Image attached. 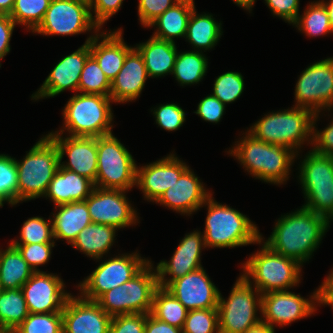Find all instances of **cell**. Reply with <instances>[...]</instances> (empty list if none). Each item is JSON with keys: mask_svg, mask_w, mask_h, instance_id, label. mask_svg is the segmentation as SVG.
<instances>
[{"mask_svg": "<svg viewBox=\"0 0 333 333\" xmlns=\"http://www.w3.org/2000/svg\"><path fill=\"white\" fill-rule=\"evenodd\" d=\"M330 223L326 217L301 206L294 212L281 215L270 237L265 241L260 234V239L272 251L303 266L322 243Z\"/></svg>", "mask_w": 333, "mask_h": 333, "instance_id": "obj_1", "label": "cell"}, {"mask_svg": "<svg viewBox=\"0 0 333 333\" xmlns=\"http://www.w3.org/2000/svg\"><path fill=\"white\" fill-rule=\"evenodd\" d=\"M227 151L251 177L262 182L282 185L289 180L296 153L288 147L256 139L247 130Z\"/></svg>", "mask_w": 333, "mask_h": 333, "instance_id": "obj_2", "label": "cell"}, {"mask_svg": "<svg viewBox=\"0 0 333 333\" xmlns=\"http://www.w3.org/2000/svg\"><path fill=\"white\" fill-rule=\"evenodd\" d=\"M314 115L311 110L293 106L264 114L247 131L263 142L290 148L297 158L303 144L312 145Z\"/></svg>", "mask_w": 333, "mask_h": 333, "instance_id": "obj_3", "label": "cell"}, {"mask_svg": "<svg viewBox=\"0 0 333 333\" xmlns=\"http://www.w3.org/2000/svg\"><path fill=\"white\" fill-rule=\"evenodd\" d=\"M207 207L203 230L206 248H236L258 244V227L245 214L218 203L211 195L202 207Z\"/></svg>", "mask_w": 333, "mask_h": 333, "instance_id": "obj_4", "label": "cell"}, {"mask_svg": "<svg viewBox=\"0 0 333 333\" xmlns=\"http://www.w3.org/2000/svg\"><path fill=\"white\" fill-rule=\"evenodd\" d=\"M258 244L262 246L261 249L251 254L245 263H241V275L261 294L287 291L301 282L302 265L272 251L261 239Z\"/></svg>", "mask_w": 333, "mask_h": 333, "instance_id": "obj_5", "label": "cell"}, {"mask_svg": "<svg viewBox=\"0 0 333 333\" xmlns=\"http://www.w3.org/2000/svg\"><path fill=\"white\" fill-rule=\"evenodd\" d=\"M114 103L109 96L99 94H74L62 110L63 127L50 133L69 136L100 137L112 133Z\"/></svg>", "mask_w": 333, "mask_h": 333, "instance_id": "obj_6", "label": "cell"}, {"mask_svg": "<svg viewBox=\"0 0 333 333\" xmlns=\"http://www.w3.org/2000/svg\"><path fill=\"white\" fill-rule=\"evenodd\" d=\"M60 158L55 142L42 136L21 160H16L18 203L44 197L58 170Z\"/></svg>", "mask_w": 333, "mask_h": 333, "instance_id": "obj_7", "label": "cell"}, {"mask_svg": "<svg viewBox=\"0 0 333 333\" xmlns=\"http://www.w3.org/2000/svg\"><path fill=\"white\" fill-rule=\"evenodd\" d=\"M150 260L134 277L104 293L96 302L111 317L149 314L153 295L159 287L157 272Z\"/></svg>", "mask_w": 333, "mask_h": 333, "instance_id": "obj_8", "label": "cell"}, {"mask_svg": "<svg viewBox=\"0 0 333 333\" xmlns=\"http://www.w3.org/2000/svg\"><path fill=\"white\" fill-rule=\"evenodd\" d=\"M300 162L298 181L306 201L302 206L333 222V156L311 149Z\"/></svg>", "mask_w": 333, "mask_h": 333, "instance_id": "obj_9", "label": "cell"}, {"mask_svg": "<svg viewBox=\"0 0 333 333\" xmlns=\"http://www.w3.org/2000/svg\"><path fill=\"white\" fill-rule=\"evenodd\" d=\"M95 187L131 191L136 186L137 164L113 133L97 137Z\"/></svg>", "mask_w": 333, "mask_h": 333, "instance_id": "obj_10", "label": "cell"}, {"mask_svg": "<svg viewBox=\"0 0 333 333\" xmlns=\"http://www.w3.org/2000/svg\"><path fill=\"white\" fill-rule=\"evenodd\" d=\"M262 294L241 274L237 278L229 297L218 302L219 333H244L261 321Z\"/></svg>", "mask_w": 333, "mask_h": 333, "instance_id": "obj_11", "label": "cell"}, {"mask_svg": "<svg viewBox=\"0 0 333 333\" xmlns=\"http://www.w3.org/2000/svg\"><path fill=\"white\" fill-rule=\"evenodd\" d=\"M149 261L141 257L137 250L103 260L91 274L80 281L77 286L79 294L84 299L97 301L107 291L129 281Z\"/></svg>", "mask_w": 333, "mask_h": 333, "instance_id": "obj_12", "label": "cell"}, {"mask_svg": "<svg viewBox=\"0 0 333 333\" xmlns=\"http://www.w3.org/2000/svg\"><path fill=\"white\" fill-rule=\"evenodd\" d=\"M100 30L92 19L89 0H51L42 22L32 33L72 36L97 34Z\"/></svg>", "mask_w": 333, "mask_h": 333, "instance_id": "obj_13", "label": "cell"}, {"mask_svg": "<svg viewBox=\"0 0 333 333\" xmlns=\"http://www.w3.org/2000/svg\"><path fill=\"white\" fill-rule=\"evenodd\" d=\"M295 104L314 114L333 110V57L310 64L295 85Z\"/></svg>", "mask_w": 333, "mask_h": 333, "instance_id": "obj_14", "label": "cell"}, {"mask_svg": "<svg viewBox=\"0 0 333 333\" xmlns=\"http://www.w3.org/2000/svg\"><path fill=\"white\" fill-rule=\"evenodd\" d=\"M320 307V287L309 298L291 291H271L262 294L261 320L275 329L314 315Z\"/></svg>", "mask_w": 333, "mask_h": 333, "instance_id": "obj_15", "label": "cell"}, {"mask_svg": "<svg viewBox=\"0 0 333 333\" xmlns=\"http://www.w3.org/2000/svg\"><path fill=\"white\" fill-rule=\"evenodd\" d=\"M127 191L95 187L85 199L91 221L118 230L139 223L138 212L126 197Z\"/></svg>", "mask_w": 333, "mask_h": 333, "instance_id": "obj_16", "label": "cell"}, {"mask_svg": "<svg viewBox=\"0 0 333 333\" xmlns=\"http://www.w3.org/2000/svg\"><path fill=\"white\" fill-rule=\"evenodd\" d=\"M95 35L88 36L82 46L56 63L41 87L32 94V100L38 101L39 99L54 97L67 89L75 93L78 92L81 72L87 58L91 55L90 40Z\"/></svg>", "mask_w": 333, "mask_h": 333, "instance_id": "obj_17", "label": "cell"}, {"mask_svg": "<svg viewBox=\"0 0 333 333\" xmlns=\"http://www.w3.org/2000/svg\"><path fill=\"white\" fill-rule=\"evenodd\" d=\"M65 287L63 279L57 274L34 272L21 287L29 313L62 312L71 295Z\"/></svg>", "mask_w": 333, "mask_h": 333, "instance_id": "obj_18", "label": "cell"}, {"mask_svg": "<svg viewBox=\"0 0 333 333\" xmlns=\"http://www.w3.org/2000/svg\"><path fill=\"white\" fill-rule=\"evenodd\" d=\"M202 249H206L202 232L194 230L185 234L171 259L161 260L155 267L159 287L166 288L172 281L203 267Z\"/></svg>", "mask_w": 333, "mask_h": 333, "instance_id": "obj_19", "label": "cell"}, {"mask_svg": "<svg viewBox=\"0 0 333 333\" xmlns=\"http://www.w3.org/2000/svg\"><path fill=\"white\" fill-rule=\"evenodd\" d=\"M188 167L175 153L170 152L155 162L137 166L136 187L142 191L144 200L154 203Z\"/></svg>", "mask_w": 333, "mask_h": 333, "instance_id": "obj_20", "label": "cell"}, {"mask_svg": "<svg viewBox=\"0 0 333 333\" xmlns=\"http://www.w3.org/2000/svg\"><path fill=\"white\" fill-rule=\"evenodd\" d=\"M59 151L60 166L91 180L95 185L97 175V137L69 136L57 133L47 134ZM67 155L68 162L63 161Z\"/></svg>", "mask_w": 333, "mask_h": 333, "instance_id": "obj_21", "label": "cell"}, {"mask_svg": "<svg viewBox=\"0 0 333 333\" xmlns=\"http://www.w3.org/2000/svg\"><path fill=\"white\" fill-rule=\"evenodd\" d=\"M165 289L188 311L218 307L220 291L203 267L172 281Z\"/></svg>", "mask_w": 333, "mask_h": 333, "instance_id": "obj_22", "label": "cell"}, {"mask_svg": "<svg viewBox=\"0 0 333 333\" xmlns=\"http://www.w3.org/2000/svg\"><path fill=\"white\" fill-rule=\"evenodd\" d=\"M63 333H109L112 317L96 301L70 295L62 311Z\"/></svg>", "mask_w": 333, "mask_h": 333, "instance_id": "obj_23", "label": "cell"}, {"mask_svg": "<svg viewBox=\"0 0 333 333\" xmlns=\"http://www.w3.org/2000/svg\"><path fill=\"white\" fill-rule=\"evenodd\" d=\"M201 181L188 167L155 203L186 215V217L190 216L200 210L206 200L213 195Z\"/></svg>", "mask_w": 333, "mask_h": 333, "instance_id": "obj_24", "label": "cell"}, {"mask_svg": "<svg viewBox=\"0 0 333 333\" xmlns=\"http://www.w3.org/2000/svg\"><path fill=\"white\" fill-rule=\"evenodd\" d=\"M148 78L143 56L134 46L111 81L110 98L118 104L135 101L140 97Z\"/></svg>", "mask_w": 333, "mask_h": 333, "instance_id": "obj_25", "label": "cell"}, {"mask_svg": "<svg viewBox=\"0 0 333 333\" xmlns=\"http://www.w3.org/2000/svg\"><path fill=\"white\" fill-rule=\"evenodd\" d=\"M123 29L98 32L90 40V53L111 82L123 66L127 53L133 48L123 39ZM101 40V41H100Z\"/></svg>", "mask_w": 333, "mask_h": 333, "instance_id": "obj_26", "label": "cell"}, {"mask_svg": "<svg viewBox=\"0 0 333 333\" xmlns=\"http://www.w3.org/2000/svg\"><path fill=\"white\" fill-rule=\"evenodd\" d=\"M95 188L94 183L60 165L44 195L54 206L75 201H85Z\"/></svg>", "mask_w": 333, "mask_h": 333, "instance_id": "obj_27", "label": "cell"}, {"mask_svg": "<svg viewBox=\"0 0 333 333\" xmlns=\"http://www.w3.org/2000/svg\"><path fill=\"white\" fill-rule=\"evenodd\" d=\"M52 213L54 240L64 239L72 245L80 231L92 223L85 201L54 206Z\"/></svg>", "mask_w": 333, "mask_h": 333, "instance_id": "obj_28", "label": "cell"}, {"mask_svg": "<svg viewBox=\"0 0 333 333\" xmlns=\"http://www.w3.org/2000/svg\"><path fill=\"white\" fill-rule=\"evenodd\" d=\"M135 47L143 56L149 78L172 75L178 54L175 43L151 36L146 42L139 43Z\"/></svg>", "mask_w": 333, "mask_h": 333, "instance_id": "obj_29", "label": "cell"}, {"mask_svg": "<svg viewBox=\"0 0 333 333\" xmlns=\"http://www.w3.org/2000/svg\"><path fill=\"white\" fill-rule=\"evenodd\" d=\"M195 2L178 1L163 14L154 19L148 27H156L153 37L175 43L174 38H185L188 21Z\"/></svg>", "mask_w": 333, "mask_h": 333, "instance_id": "obj_30", "label": "cell"}, {"mask_svg": "<svg viewBox=\"0 0 333 333\" xmlns=\"http://www.w3.org/2000/svg\"><path fill=\"white\" fill-rule=\"evenodd\" d=\"M117 231L114 226L92 222L80 231L71 246L93 260L102 261L110 253Z\"/></svg>", "mask_w": 333, "mask_h": 333, "instance_id": "obj_31", "label": "cell"}, {"mask_svg": "<svg viewBox=\"0 0 333 333\" xmlns=\"http://www.w3.org/2000/svg\"><path fill=\"white\" fill-rule=\"evenodd\" d=\"M223 35L222 23L212 14H198L194 8L188 21L186 41L195 51L206 52L212 50Z\"/></svg>", "mask_w": 333, "mask_h": 333, "instance_id": "obj_32", "label": "cell"}, {"mask_svg": "<svg viewBox=\"0 0 333 333\" xmlns=\"http://www.w3.org/2000/svg\"><path fill=\"white\" fill-rule=\"evenodd\" d=\"M34 270L23 259L19 250L12 244L0 248V286L2 290L21 289L32 276Z\"/></svg>", "mask_w": 333, "mask_h": 333, "instance_id": "obj_33", "label": "cell"}, {"mask_svg": "<svg viewBox=\"0 0 333 333\" xmlns=\"http://www.w3.org/2000/svg\"><path fill=\"white\" fill-rule=\"evenodd\" d=\"M207 70L208 59L204 52L178 51L172 75L180 86L194 85L203 80Z\"/></svg>", "mask_w": 333, "mask_h": 333, "instance_id": "obj_34", "label": "cell"}, {"mask_svg": "<svg viewBox=\"0 0 333 333\" xmlns=\"http://www.w3.org/2000/svg\"><path fill=\"white\" fill-rule=\"evenodd\" d=\"M188 310L168 290L158 287L153 295L151 314L171 326L183 328Z\"/></svg>", "mask_w": 333, "mask_h": 333, "instance_id": "obj_35", "label": "cell"}, {"mask_svg": "<svg viewBox=\"0 0 333 333\" xmlns=\"http://www.w3.org/2000/svg\"><path fill=\"white\" fill-rule=\"evenodd\" d=\"M292 25L310 38L333 33L326 7L320 1L309 3Z\"/></svg>", "mask_w": 333, "mask_h": 333, "instance_id": "obj_36", "label": "cell"}, {"mask_svg": "<svg viewBox=\"0 0 333 333\" xmlns=\"http://www.w3.org/2000/svg\"><path fill=\"white\" fill-rule=\"evenodd\" d=\"M28 315L21 289H6L0 292V326L14 330Z\"/></svg>", "mask_w": 333, "mask_h": 333, "instance_id": "obj_37", "label": "cell"}, {"mask_svg": "<svg viewBox=\"0 0 333 333\" xmlns=\"http://www.w3.org/2000/svg\"><path fill=\"white\" fill-rule=\"evenodd\" d=\"M51 0H15L10 17L33 32L42 22Z\"/></svg>", "mask_w": 333, "mask_h": 333, "instance_id": "obj_38", "label": "cell"}, {"mask_svg": "<svg viewBox=\"0 0 333 333\" xmlns=\"http://www.w3.org/2000/svg\"><path fill=\"white\" fill-rule=\"evenodd\" d=\"M111 82L101 70L96 59L90 55L80 75L78 92L83 94H99L110 97Z\"/></svg>", "mask_w": 333, "mask_h": 333, "instance_id": "obj_39", "label": "cell"}, {"mask_svg": "<svg viewBox=\"0 0 333 333\" xmlns=\"http://www.w3.org/2000/svg\"><path fill=\"white\" fill-rule=\"evenodd\" d=\"M18 239H12L10 244H37L55 243L53 236L52 218L45 220L43 217L28 218L22 225Z\"/></svg>", "mask_w": 333, "mask_h": 333, "instance_id": "obj_40", "label": "cell"}, {"mask_svg": "<svg viewBox=\"0 0 333 333\" xmlns=\"http://www.w3.org/2000/svg\"><path fill=\"white\" fill-rule=\"evenodd\" d=\"M13 333H63L62 312L29 313Z\"/></svg>", "mask_w": 333, "mask_h": 333, "instance_id": "obj_41", "label": "cell"}, {"mask_svg": "<svg viewBox=\"0 0 333 333\" xmlns=\"http://www.w3.org/2000/svg\"><path fill=\"white\" fill-rule=\"evenodd\" d=\"M244 87L242 74L236 71H228L215 78L212 95L227 106V104L240 98Z\"/></svg>", "mask_w": 333, "mask_h": 333, "instance_id": "obj_42", "label": "cell"}, {"mask_svg": "<svg viewBox=\"0 0 333 333\" xmlns=\"http://www.w3.org/2000/svg\"><path fill=\"white\" fill-rule=\"evenodd\" d=\"M183 333H219L218 309H196L187 312Z\"/></svg>", "mask_w": 333, "mask_h": 333, "instance_id": "obj_43", "label": "cell"}, {"mask_svg": "<svg viewBox=\"0 0 333 333\" xmlns=\"http://www.w3.org/2000/svg\"><path fill=\"white\" fill-rule=\"evenodd\" d=\"M0 193L10 206L18 204V179L16 158L0 154Z\"/></svg>", "mask_w": 333, "mask_h": 333, "instance_id": "obj_44", "label": "cell"}, {"mask_svg": "<svg viewBox=\"0 0 333 333\" xmlns=\"http://www.w3.org/2000/svg\"><path fill=\"white\" fill-rule=\"evenodd\" d=\"M158 127L170 132L183 126L186 120L185 110L176 103L161 104L151 109Z\"/></svg>", "mask_w": 333, "mask_h": 333, "instance_id": "obj_45", "label": "cell"}, {"mask_svg": "<svg viewBox=\"0 0 333 333\" xmlns=\"http://www.w3.org/2000/svg\"><path fill=\"white\" fill-rule=\"evenodd\" d=\"M21 253L23 259L34 270L42 271L38 266L45 265L51 258L52 248L55 243H37V244H12Z\"/></svg>", "mask_w": 333, "mask_h": 333, "instance_id": "obj_46", "label": "cell"}, {"mask_svg": "<svg viewBox=\"0 0 333 333\" xmlns=\"http://www.w3.org/2000/svg\"><path fill=\"white\" fill-rule=\"evenodd\" d=\"M320 113H316L313 118L312 147L314 152L321 155L333 156V118L330 123L322 130H317L316 123L320 120Z\"/></svg>", "mask_w": 333, "mask_h": 333, "instance_id": "obj_47", "label": "cell"}, {"mask_svg": "<svg viewBox=\"0 0 333 333\" xmlns=\"http://www.w3.org/2000/svg\"><path fill=\"white\" fill-rule=\"evenodd\" d=\"M179 0H138V17L142 27H147Z\"/></svg>", "mask_w": 333, "mask_h": 333, "instance_id": "obj_48", "label": "cell"}, {"mask_svg": "<svg viewBox=\"0 0 333 333\" xmlns=\"http://www.w3.org/2000/svg\"><path fill=\"white\" fill-rule=\"evenodd\" d=\"M146 314H125L112 317L109 333H144Z\"/></svg>", "mask_w": 333, "mask_h": 333, "instance_id": "obj_49", "label": "cell"}, {"mask_svg": "<svg viewBox=\"0 0 333 333\" xmlns=\"http://www.w3.org/2000/svg\"><path fill=\"white\" fill-rule=\"evenodd\" d=\"M124 0H89L90 12L94 23L102 29L110 17L116 15ZM94 15V16H93Z\"/></svg>", "mask_w": 333, "mask_h": 333, "instance_id": "obj_50", "label": "cell"}, {"mask_svg": "<svg viewBox=\"0 0 333 333\" xmlns=\"http://www.w3.org/2000/svg\"><path fill=\"white\" fill-rule=\"evenodd\" d=\"M226 105L212 94L204 97L197 106L195 114L206 122L217 124L225 114Z\"/></svg>", "mask_w": 333, "mask_h": 333, "instance_id": "obj_51", "label": "cell"}, {"mask_svg": "<svg viewBox=\"0 0 333 333\" xmlns=\"http://www.w3.org/2000/svg\"><path fill=\"white\" fill-rule=\"evenodd\" d=\"M274 16L280 17L288 24H293L300 14V0H264Z\"/></svg>", "mask_w": 333, "mask_h": 333, "instance_id": "obj_52", "label": "cell"}, {"mask_svg": "<svg viewBox=\"0 0 333 333\" xmlns=\"http://www.w3.org/2000/svg\"><path fill=\"white\" fill-rule=\"evenodd\" d=\"M16 25L9 15H0V61L10 53V41Z\"/></svg>", "mask_w": 333, "mask_h": 333, "instance_id": "obj_53", "label": "cell"}, {"mask_svg": "<svg viewBox=\"0 0 333 333\" xmlns=\"http://www.w3.org/2000/svg\"><path fill=\"white\" fill-rule=\"evenodd\" d=\"M144 333H183L181 328L171 326L170 324L155 318L151 313L146 314Z\"/></svg>", "mask_w": 333, "mask_h": 333, "instance_id": "obj_54", "label": "cell"}, {"mask_svg": "<svg viewBox=\"0 0 333 333\" xmlns=\"http://www.w3.org/2000/svg\"><path fill=\"white\" fill-rule=\"evenodd\" d=\"M320 287V300H333V268Z\"/></svg>", "mask_w": 333, "mask_h": 333, "instance_id": "obj_55", "label": "cell"}, {"mask_svg": "<svg viewBox=\"0 0 333 333\" xmlns=\"http://www.w3.org/2000/svg\"><path fill=\"white\" fill-rule=\"evenodd\" d=\"M275 329L262 320L256 325L247 329L244 333H275Z\"/></svg>", "mask_w": 333, "mask_h": 333, "instance_id": "obj_56", "label": "cell"}, {"mask_svg": "<svg viewBox=\"0 0 333 333\" xmlns=\"http://www.w3.org/2000/svg\"><path fill=\"white\" fill-rule=\"evenodd\" d=\"M15 0H0V15H10Z\"/></svg>", "mask_w": 333, "mask_h": 333, "instance_id": "obj_57", "label": "cell"}, {"mask_svg": "<svg viewBox=\"0 0 333 333\" xmlns=\"http://www.w3.org/2000/svg\"><path fill=\"white\" fill-rule=\"evenodd\" d=\"M234 4H236L239 7H242V9L247 10L249 13H252L253 5L255 4L256 0H232Z\"/></svg>", "mask_w": 333, "mask_h": 333, "instance_id": "obj_58", "label": "cell"}, {"mask_svg": "<svg viewBox=\"0 0 333 333\" xmlns=\"http://www.w3.org/2000/svg\"><path fill=\"white\" fill-rule=\"evenodd\" d=\"M325 7L329 16V22L333 31V0H319Z\"/></svg>", "mask_w": 333, "mask_h": 333, "instance_id": "obj_59", "label": "cell"}, {"mask_svg": "<svg viewBox=\"0 0 333 333\" xmlns=\"http://www.w3.org/2000/svg\"><path fill=\"white\" fill-rule=\"evenodd\" d=\"M320 305H328L333 309V300H320Z\"/></svg>", "mask_w": 333, "mask_h": 333, "instance_id": "obj_60", "label": "cell"}, {"mask_svg": "<svg viewBox=\"0 0 333 333\" xmlns=\"http://www.w3.org/2000/svg\"><path fill=\"white\" fill-rule=\"evenodd\" d=\"M4 202L9 203V201L0 193V208L4 206Z\"/></svg>", "mask_w": 333, "mask_h": 333, "instance_id": "obj_61", "label": "cell"}, {"mask_svg": "<svg viewBox=\"0 0 333 333\" xmlns=\"http://www.w3.org/2000/svg\"><path fill=\"white\" fill-rule=\"evenodd\" d=\"M0 333H13V330L0 326Z\"/></svg>", "mask_w": 333, "mask_h": 333, "instance_id": "obj_62", "label": "cell"}, {"mask_svg": "<svg viewBox=\"0 0 333 333\" xmlns=\"http://www.w3.org/2000/svg\"><path fill=\"white\" fill-rule=\"evenodd\" d=\"M179 1H188V2H194V0H179Z\"/></svg>", "mask_w": 333, "mask_h": 333, "instance_id": "obj_63", "label": "cell"}]
</instances>
